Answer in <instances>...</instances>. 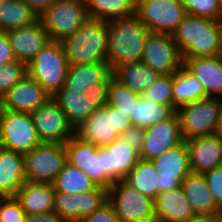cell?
<instances>
[{"instance_id":"cell-17","label":"cell","mask_w":222,"mask_h":222,"mask_svg":"<svg viewBox=\"0 0 222 222\" xmlns=\"http://www.w3.org/2000/svg\"><path fill=\"white\" fill-rule=\"evenodd\" d=\"M51 97L36 80L26 75L1 96V110L31 113Z\"/></svg>"},{"instance_id":"cell-44","label":"cell","mask_w":222,"mask_h":222,"mask_svg":"<svg viewBox=\"0 0 222 222\" xmlns=\"http://www.w3.org/2000/svg\"><path fill=\"white\" fill-rule=\"evenodd\" d=\"M145 129L131 125L128 129L121 132L119 139L128 143L136 152L141 154Z\"/></svg>"},{"instance_id":"cell-31","label":"cell","mask_w":222,"mask_h":222,"mask_svg":"<svg viewBox=\"0 0 222 222\" xmlns=\"http://www.w3.org/2000/svg\"><path fill=\"white\" fill-rule=\"evenodd\" d=\"M175 113L170 106L155 103L143 94H140L130 119L133 126L147 129L170 119Z\"/></svg>"},{"instance_id":"cell-1","label":"cell","mask_w":222,"mask_h":222,"mask_svg":"<svg viewBox=\"0 0 222 222\" xmlns=\"http://www.w3.org/2000/svg\"><path fill=\"white\" fill-rule=\"evenodd\" d=\"M107 32V62L112 70L121 64L141 62L150 32L136 12L107 21Z\"/></svg>"},{"instance_id":"cell-30","label":"cell","mask_w":222,"mask_h":222,"mask_svg":"<svg viewBox=\"0 0 222 222\" xmlns=\"http://www.w3.org/2000/svg\"><path fill=\"white\" fill-rule=\"evenodd\" d=\"M158 170L151 160L140 159L124 179L144 196L155 200L158 195Z\"/></svg>"},{"instance_id":"cell-27","label":"cell","mask_w":222,"mask_h":222,"mask_svg":"<svg viewBox=\"0 0 222 222\" xmlns=\"http://www.w3.org/2000/svg\"><path fill=\"white\" fill-rule=\"evenodd\" d=\"M52 98L65 113L67 121L74 130L88 119L97 109L93 104H90L89 97L86 96V93L69 90L64 86H62Z\"/></svg>"},{"instance_id":"cell-34","label":"cell","mask_w":222,"mask_h":222,"mask_svg":"<svg viewBox=\"0 0 222 222\" xmlns=\"http://www.w3.org/2000/svg\"><path fill=\"white\" fill-rule=\"evenodd\" d=\"M137 0H86L89 18L109 21L136 12Z\"/></svg>"},{"instance_id":"cell-42","label":"cell","mask_w":222,"mask_h":222,"mask_svg":"<svg viewBox=\"0 0 222 222\" xmlns=\"http://www.w3.org/2000/svg\"><path fill=\"white\" fill-rule=\"evenodd\" d=\"M110 82L95 83L88 86L86 89V96L89 97L90 104L94 107L100 108L108 104V86Z\"/></svg>"},{"instance_id":"cell-4","label":"cell","mask_w":222,"mask_h":222,"mask_svg":"<svg viewBox=\"0 0 222 222\" xmlns=\"http://www.w3.org/2000/svg\"><path fill=\"white\" fill-rule=\"evenodd\" d=\"M68 67L61 43L51 41L27 64V75L53 96L64 86Z\"/></svg>"},{"instance_id":"cell-7","label":"cell","mask_w":222,"mask_h":222,"mask_svg":"<svg viewBox=\"0 0 222 222\" xmlns=\"http://www.w3.org/2000/svg\"><path fill=\"white\" fill-rule=\"evenodd\" d=\"M88 18L86 0H55L39 17L51 41L59 42Z\"/></svg>"},{"instance_id":"cell-25","label":"cell","mask_w":222,"mask_h":222,"mask_svg":"<svg viewBox=\"0 0 222 222\" xmlns=\"http://www.w3.org/2000/svg\"><path fill=\"white\" fill-rule=\"evenodd\" d=\"M154 212L164 222H184L195 216L181 186L159 193L154 200Z\"/></svg>"},{"instance_id":"cell-10","label":"cell","mask_w":222,"mask_h":222,"mask_svg":"<svg viewBox=\"0 0 222 222\" xmlns=\"http://www.w3.org/2000/svg\"><path fill=\"white\" fill-rule=\"evenodd\" d=\"M108 203L122 222H142L155 216L154 200L139 193L125 180L110 186Z\"/></svg>"},{"instance_id":"cell-32","label":"cell","mask_w":222,"mask_h":222,"mask_svg":"<svg viewBox=\"0 0 222 222\" xmlns=\"http://www.w3.org/2000/svg\"><path fill=\"white\" fill-rule=\"evenodd\" d=\"M38 19L23 0H0V31L25 27Z\"/></svg>"},{"instance_id":"cell-29","label":"cell","mask_w":222,"mask_h":222,"mask_svg":"<svg viewBox=\"0 0 222 222\" xmlns=\"http://www.w3.org/2000/svg\"><path fill=\"white\" fill-rule=\"evenodd\" d=\"M208 98L202 83L184 67L173 74V110L187 103Z\"/></svg>"},{"instance_id":"cell-53","label":"cell","mask_w":222,"mask_h":222,"mask_svg":"<svg viewBox=\"0 0 222 222\" xmlns=\"http://www.w3.org/2000/svg\"><path fill=\"white\" fill-rule=\"evenodd\" d=\"M220 10H221V20H222V0H219Z\"/></svg>"},{"instance_id":"cell-9","label":"cell","mask_w":222,"mask_h":222,"mask_svg":"<svg viewBox=\"0 0 222 222\" xmlns=\"http://www.w3.org/2000/svg\"><path fill=\"white\" fill-rule=\"evenodd\" d=\"M40 143L31 113L1 110L0 147L26 154Z\"/></svg>"},{"instance_id":"cell-13","label":"cell","mask_w":222,"mask_h":222,"mask_svg":"<svg viewBox=\"0 0 222 222\" xmlns=\"http://www.w3.org/2000/svg\"><path fill=\"white\" fill-rule=\"evenodd\" d=\"M31 117L40 142L65 144L75 134L65 113L52 97L32 111Z\"/></svg>"},{"instance_id":"cell-2","label":"cell","mask_w":222,"mask_h":222,"mask_svg":"<svg viewBox=\"0 0 222 222\" xmlns=\"http://www.w3.org/2000/svg\"><path fill=\"white\" fill-rule=\"evenodd\" d=\"M222 20L186 15L172 33L183 58L218 56Z\"/></svg>"},{"instance_id":"cell-51","label":"cell","mask_w":222,"mask_h":222,"mask_svg":"<svg viewBox=\"0 0 222 222\" xmlns=\"http://www.w3.org/2000/svg\"><path fill=\"white\" fill-rule=\"evenodd\" d=\"M142 222H164V221L162 219H160L159 217L154 216L150 219L143 220Z\"/></svg>"},{"instance_id":"cell-39","label":"cell","mask_w":222,"mask_h":222,"mask_svg":"<svg viewBox=\"0 0 222 222\" xmlns=\"http://www.w3.org/2000/svg\"><path fill=\"white\" fill-rule=\"evenodd\" d=\"M180 2L188 15L221 20L219 0H180Z\"/></svg>"},{"instance_id":"cell-38","label":"cell","mask_w":222,"mask_h":222,"mask_svg":"<svg viewBox=\"0 0 222 222\" xmlns=\"http://www.w3.org/2000/svg\"><path fill=\"white\" fill-rule=\"evenodd\" d=\"M27 75V65L14 60L0 66V97Z\"/></svg>"},{"instance_id":"cell-28","label":"cell","mask_w":222,"mask_h":222,"mask_svg":"<svg viewBox=\"0 0 222 222\" xmlns=\"http://www.w3.org/2000/svg\"><path fill=\"white\" fill-rule=\"evenodd\" d=\"M113 76L129 90L143 94L161 76L158 71L153 70L142 62L125 63L113 69Z\"/></svg>"},{"instance_id":"cell-45","label":"cell","mask_w":222,"mask_h":222,"mask_svg":"<svg viewBox=\"0 0 222 222\" xmlns=\"http://www.w3.org/2000/svg\"><path fill=\"white\" fill-rule=\"evenodd\" d=\"M81 222H122L111 205L107 202L98 210L94 211L92 214L85 216Z\"/></svg>"},{"instance_id":"cell-18","label":"cell","mask_w":222,"mask_h":222,"mask_svg":"<svg viewBox=\"0 0 222 222\" xmlns=\"http://www.w3.org/2000/svg\"><path fill=\"white\" fill-rule=\"evenodd\" d=\"M16 60L26 65L50 42V36L40 19L31 25L6 32Z\"/></svg>"},{"instance_id":"cell-33","label":"cell","mask_w":222,"mask_h":222,"mask_svg":"<svg viewBox=\"0 0 222 222\" xmlns=\"http://www.w3.org/2000/svg\"><path fill=\"white\" fill-rule=\"evenodd\" d=\"M52 185L56 193L81 194L95 190L97 186L78 167L66 162L58 173Z\"/></svg>"},{"instance_id":"cell-15","label":"cell","mask_w":222,"mask_h":222,"mask_svg":"<svg viewBox=\"0 0 222 222\" xmlns=\"http://www.w3.org/2000/svg\"><path fill=\"white\" fill-rule=\"evenodd\" d=\"M158 170V194L181 186V182L191 173L189 152L185 140L163 152L152 160Z\"/></svg>"},{"instance_id":"cell-12","label":"cell","mask_w":222,"mask_h":222,"mask_svg":"<svg viewBox=\"0 0 222 222\" xmlns=\"http://www.w3.org/2000/svg\"><path fill=\"white\" fill-rule=\"evenodd\" d=\"M141 62L162 75L174 74L183 67L184 59L172 34L150 32Z\"/></svg>"},{"instance_id":"cell-14","label":"cell","mask_w":222,"mask_h":222,"mask_svg":"<svg viewBox=\"0 0 222 222\" xmlns=\"http://www.w3.org/2000/svg\"><path fill=\"white\" fill-rule=\"evenodd\" d=\"M108 202V190L97 187L81 194L56 193L54 212L66 222H81Z\"/></svg>"},{"instance_id":"cell-46","label":"cell","mask_w":222,"mask_h":222,"mask_svg":"<svg viewBox=\"0 0 222 222\" xmlns=\"http://www.w3.org/2000/svg\"><path fill=\"white\" fill-rule=\"evenodd\" d=\"M16 60L6 32L0 31V66Z\"/></svg>"},{"instance_id":"cell-35","label":"cell","mask_w":222,"mask_h":222,"mask_svg":"<svg viewBox=\"0 0 222 222\" xmlns=\"http://www.w3.org/2000/svg\"><path fill=\"white\" fill-rule=\"evenodd\" d=\"M67 162L80 168L91 179L92 155H97L100 147L73 135L65 144Z\"/></svg>"},{"instance_id":"cell-52","label":"cell","mask_w":222,"mask_h":222,"mask_svg":"<svg viewBox=\"0 0 222 222\" xmlns=\"http://www.w3.org/2000/svg\"><path fill=\"white\" fill-rule=\"evenodd\" d=\"M218 57H219V59H220L221 62H222V35H221V38H220V45H219Z\"/></svg>"},{"instance_id":"cell-8","label":"cell","mask_w":222,"mask_h":222,"mask_svg":"<svg viewBox=\"0 0 222 222\" xmlns=\"http://www.w3.org/2000/svg\"><path fill=\"white\" fill-rule=\"evenodd\" d=\"M66 162L64 144L41 142L24 154L26 181L52 183Z\"/></svg>"},{"instance_id":"cell-26","label":"cell","mask_w":222,"mask_h":222,"mask_svg":"<svg viewBox=\"0 0 222 222\" xmlns=\"http://www.w3.org/2000/svg\"><path fill=\"white\" fill-rule=\"evenodd\" d=\"M25 181L24 154L0 147V196H14Z\"/></svg>"},{"instance_id":"cell-22","label":"cell","mask_w":222,"mask_h":222,"mask_svg":"<svg viewBox=\"0 0 222 222\" xmlns=\"http://www.w3.org/2000/svg\"><path fill=\"white\" fill-rule=\"evenodd\" d=\"M181 187L195 215L222 217V208L212 195L204 174L191 172L181 182Z\"/></svg>"},{"instance_id":"cell-36","label":"cell","mask_w":222,"mask_h":222,"mask_svg":"<svg viewBox=\"0 0 222 222\" xmlns=\"http://www.w3.org/2000/svg\"><path fill=\"white\" fill-rule=\"evenodd\" d=\"M140 94L129 90L114 77L108 86V105L130 117L134 112L135 105L139 100Z\"/></svg>"},{"instance_id":"cell-5","label":"cell","mask_w":222,"mask_h":222,"mask_svg":"<svg viewBox=\"0 0 222 222\" xmlns=\"http://www.w3.org/2000/svg\"><path fill=\"white\" fill-rule=\"evenodd\" d=\"M131 125L130 117L107 104L97 108L88 119L75 129V135L81 140L103 147L119 139L120 133Z\"/></svg>"},{"instance_id":"cell-16","label":"cell","mask_w":222,"mask_h":222,"mask_svg":"<svg viewBox=\"0 0 222 222\" xmlns=\"http://www.w3.org/2000/svg\"><path fill=\"white\" fill-rule=\"evenodd\" d=\"M183 141L180 120L177 113H175L170 119L145 129L140 158L152 161Z\"/></svg>"},{"instance_id":"cell-47","label":"cell","mask_w":222,"mask_h":222,"mask_svg":"<svg viewBox=\"0 0 222 222\" xmlns=\"http://www.w3.org/2000/svg\"><path fill=\"white\" fill-rule=\"evenodd\" d=\"M23 222H66L57 213L26 214Z\"/></svg>"},{"instance_id":"cell-40","label":"cell","mask_w":222,"mask_h":222,"mask_svg":"<svg viewBox=\"0 0 222 222\" xmlns=\"http://www.w3.org/2000/svg\"><path fill=\"white\" fill-rule=\"evenodd\" d=\"M25 215L14 196H0V222H23Z\"/></svg>"},{"instance_id":"cell-24","label":"cell","mask_w":222,"mask_h":222,"mask_svg":"<svg viewBox=\"0 0 222 222\" xmlns=\"http://www.w3.org/2000/svg\"><path fill=\"white\" fill-rule=\"evenodd\" d=\"M113 70L107 61L94 64L69 65L64 87L86 93L88 86L95 83L110 82Z\"/></svg>"},{"instance_id":"cell-6","label":"cell","mask_w":222,"mask_h":222,"mask_svg":"<svg viewBox=\"0 0 222 222\" xmlns=\"http://www.w3.org/2000/svg\"><path fill=\"white\" fill-rule=\"evenodd\" d=\"M183 139L211 136L218 133L219 98H204L180 106L176 111Z\"/></svg>"},{"instance_id":"cell-43","label":"cell","mask_w":222,"mask_h":222,"mask_svg":"<svg viewBox=\"0 0 222 222\" xmlns=\"http://www.w3.org/2000/svg\"><path fill=\"white\" fill-rule=\"evenodd\" d=\"M203 174L217 204L222 208V166Z\"/></svg>"},{"instance_id":"cell-49","label":"cell","mask_w":222,"mask_h":222,"mask_svg":"<svg viewBox=\"0 0 222 222\" xmlns=\"http://www.w3.org/2000/svg\"><path fill=\"white\" fill-rule=\"evenodd\" d=\"M222 217H213L209 215H195L184 222H220Z\"/></svg>"},{"instance_id":"cell-19","label":"cell","mask_w":222,"mask_h":222,"mask_svg":"<svg viewBox=\"0 0 222 222\" xmlns=\"http://www.w3.org/2000/svg\"><path fill=\"white\" fill-rule=\"evenodd\" d=\"M192 173L203 174L222 166V135L197 137L186 140Z\"/></svg>"},{"instance_id":"cell-11","label":"cell","mask_w":222,"mask_h":222,"mask_svg":"<svg viewBox=\"0 0 222 222\" xmlns=\"http://www.w3.org/2000/svg\"><path fill=\"white\" fill-rule=\"evenodd\" d=\"M136 13L151 33L172 34L187 15L180 0H137Z\"/></svg>"},{"instance_id":"cell-20","label":"cell","mask_w":222,"mask_h":222,"mask_svg":"<svg viewBox=\"0 0 222 222\" xmlns=\"http://www.w3.org/2000/svg\"><path fill=\"white\" fill-rule=\"evenodd\" d=\"M140 159V154L121 139L102 147L103 173L112 182L124 180Z\"/></svg>"},{"instance_id":"cell-21","label":"cell","mask_w":222,"mask_h":222,"mask_svg":"<svg viewBox=\"0 0 222 222\" xmlns=\"http://www.w3.org/2000/svg\"><path fill=\"white\" fill-rule=\"evenodd\" d=\"M183 67L203 86L207 97H222V62L218 56L183 58Z\"/></svg>"},{"instance_id":"cell-50","label":"cell","mask_w":222,"mask_h":222,"mask_svg":"<svg viewBox=\"0 0 222 222\" xmlns=\"http://www.w3.org/2000/svg\"><path fill=\"white\" fill-rule=\"evenodd\" d=\"M219 104H220V115H219L218 134L222 135V97L219 98Z\"/></svg>"},{"instance_id":"cell-37","label":"cell","mask_w":222,"mask_h":222,"mask_svg":"<svg viewBox=\"0 0 222 222\" xmlns=\"http://www.w3.org/2000/svg\"><path fill=\"white\" fill-rule=\"evenodd\" d=\"M143 95L155 103L168 105L173 109V74H162Z\"/></svg>"},{"instance_id":"cell-48","label":"cell","mask_w":222,"mask_h":222,"mask_svg":"<svg viewBox=\"0 0 222 222\" xmlns=\"http://www.w3.org/2000/svg\"><path fill=\"white\" fill-rule=\"evenodd\" d=\"M39 18L55 0H23Z\"/></svg>"},{"instance_id":"cell-3","label":"cell","mask_w":222,"mask_h":222,"mask_svg":"<svg viewBox=\"0 0 222 222\" xmlns=\"http://www.w3.org/2000/svg\"><path fill=\"white\" fill-rule=\"evenodd\" d=\"M69 65L107 61V21L88 18L73 34L60 41Z\"/></svg>"},{"instance_id":"cell-41","label":"cell","mask_w":222,"mask_h":222,"mask_svg":"<svg viewBox=\"0 0 222 222\" xmlns=\"http://www.w3.org/2000/svg\"><path fill=\"white\" fill-rule=\"evenodd\" d=\"M91 180L97 187L109 189L113 182L103 173L102 147L97 151V155H92Z\"/></svg>"},{"instance_id":"cell-23","label":"cell","mask_w":222,"mask_h":222,"mask_svg":"<svg viewBox=\"0 0 222 222\" xmlns=\"http://www.w3.org/2000/svg\"><path fill=\"white\" fill-rule=\"evenodd\" d=\"M55 195L52 183L25 181L14 197L25 214H45L54 211Z\"/></svg>"}]
</instances>
